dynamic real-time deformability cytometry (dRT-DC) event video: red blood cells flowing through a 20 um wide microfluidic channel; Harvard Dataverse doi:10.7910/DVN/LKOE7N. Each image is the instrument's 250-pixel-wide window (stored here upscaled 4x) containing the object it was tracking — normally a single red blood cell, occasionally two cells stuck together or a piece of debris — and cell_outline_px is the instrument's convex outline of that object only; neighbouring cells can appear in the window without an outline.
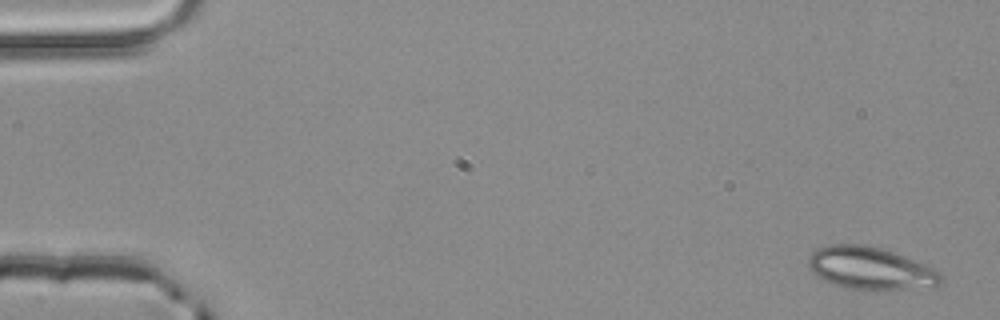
{"species": "common noctule bat (a hibernating species)", "species_latin": "Nyctalus noctula", "temperature_condition": "room temperature", "stored_images_in_passage": 5, "camera_frame_rate_fps": 3000, "um_per_image_px": 0.085, "animal": {"sex": "male", "body_mass_g": 20.4}, "frame": {"image": 1, "passage_image": 1, "time_ms": 0.0, "image_size_px": [1000, 320], "cell_outline_px": [[944, 280], [940, 284], [884, 292], [868, 292], [844, 288], [832, 284], [816, 276], [808, 264], [808, 256], [816, 248], [832, 244], [864, 244], [880, 248], [892, 252], [924, 264], [940, 272]], "centroid_in_image_um": [73.95, 22.84], "position_along_channel_um": 11.1, "area_um2": 33.35}}